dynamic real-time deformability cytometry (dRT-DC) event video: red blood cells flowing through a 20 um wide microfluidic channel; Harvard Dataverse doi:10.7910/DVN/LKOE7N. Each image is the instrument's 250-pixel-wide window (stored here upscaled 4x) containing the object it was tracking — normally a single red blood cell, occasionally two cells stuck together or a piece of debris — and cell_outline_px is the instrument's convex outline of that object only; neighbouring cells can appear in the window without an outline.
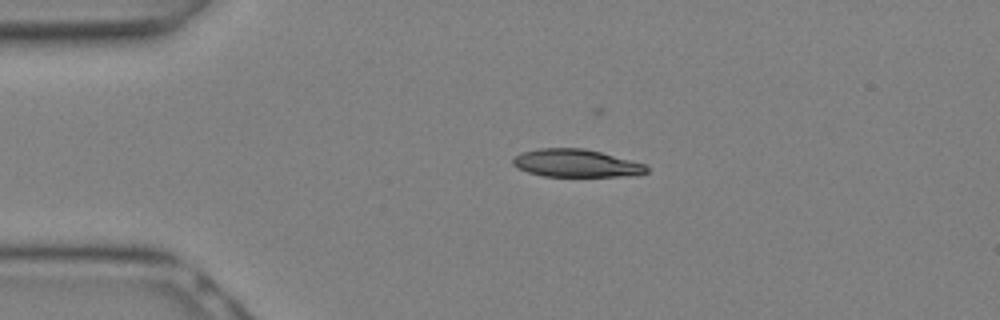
{"species": "Egyptian fruit bat (a non-hibernating species)", "species_latin": "Rousettus aegyptiacus", "temperature_condition": "warm", "stored_images_in_passage": 5, "camera_frame_rate_fps": 3000, "um_per_image_px": 0.085, "animal": {"sex": "female"}, "frame": {"image": 1, "passage_image": 1, "time_ms": 0.0, "image_size_px": [1000, 320], "cell_outline_px": [[648, 172], [636, 176], [544, 176], [528, 172], [516, 168], [512, 164], [512, 160], [520, 152], [540, 148], [584, 148], [648, 164]], "centroid_in_image_um": [49.0, 13.87], "position_along_channel_um": 36.0, "area_um2": 21.85}}
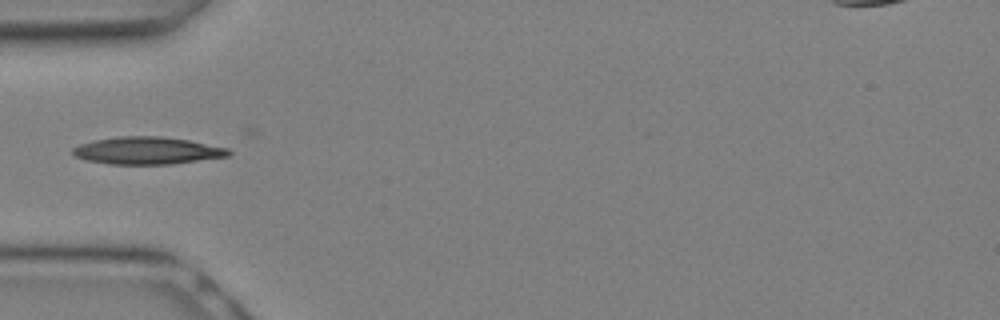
{"frame": {"image": 2, "passage_image": 4, "time_ms": 1.0, "image_size_px": [1000, 320], "cell_outline_px": [[232, 152], [228, 156], [172, 164], [108, 164], [88, 160], [76, 156], [72, 152], [72, 148], [80, 144], [92, 140], [116, 136], [160, 136], [188, 140], [228, 148]], "centroid_in_image_um": [12.5, 12.79], "position_along_channel_um": 72.5, "area_um2": 24.8}}